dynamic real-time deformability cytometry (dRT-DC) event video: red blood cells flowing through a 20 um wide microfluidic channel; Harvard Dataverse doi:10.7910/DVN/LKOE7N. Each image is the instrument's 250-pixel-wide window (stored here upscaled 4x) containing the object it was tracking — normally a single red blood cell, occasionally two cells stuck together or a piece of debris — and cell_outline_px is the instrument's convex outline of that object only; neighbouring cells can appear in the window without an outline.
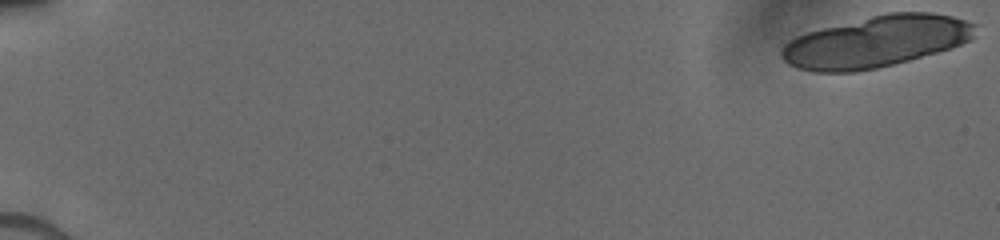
{"species": "human", "species_latin": "Homo sapiens", "temperature_condition": "cold", "stored_images_in_passage": 12, "camera_frame_rate_fps": 3000, "um_per_image_px": 0.085, "donor": {"sex": "male"}, "frame": {"image": 1, "passage_image": 1, "time_ms": 0.0, "image_size_px": [1000, 240], "cell_outline_px": [[976, 24], [972, 40], [936, 52], [908, 60], [876, 68], [852, 72], [812, 72], [788, 64], [780, 56], [780, 52], [784, 44], [796, 36], [808, 32], [888, 12], [928, 12], [952, 16]], "centroid_in_image_um": [74.45, 3.54], "position_along_channel_um": 10.5, "area_um2": 57.34}}